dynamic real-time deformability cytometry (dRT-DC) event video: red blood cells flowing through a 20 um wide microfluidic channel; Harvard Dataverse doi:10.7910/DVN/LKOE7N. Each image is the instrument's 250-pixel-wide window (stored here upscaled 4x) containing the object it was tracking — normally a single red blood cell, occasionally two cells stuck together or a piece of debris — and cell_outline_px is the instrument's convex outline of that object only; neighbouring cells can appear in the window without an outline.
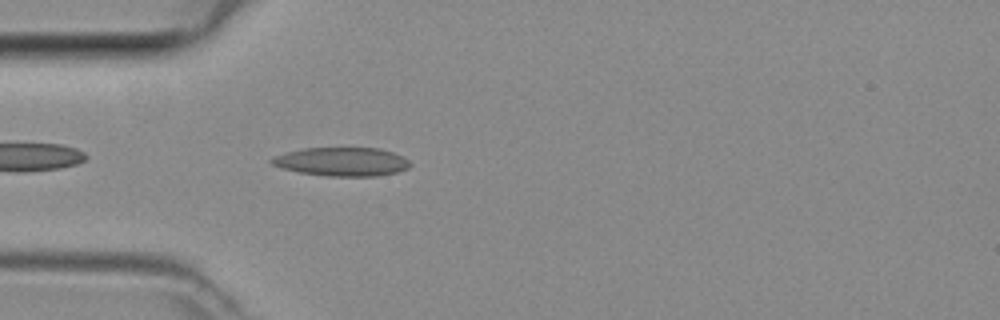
{"species": "common noctule bat (a hibernating species)", "species_latin": "Nyctalus noctula", "temperature_condition": "room temperature", "stored_images_in_passage": 3, "camera_frame_rate_fps": 3000, "um_per_image_px": 0.085, "animal": {"sex": "female", "body_mass_g": 29.2, "forearm_length_mm": 56.3}, "frame": {"image": 1, "passage_image": 3, "time_ms": 0.667, "image_size_px": [1000, 320], "cell_outline_px": [[412, 164], [408, 168], [396, 172], [376, 176], [328, 176], [300, 172], [280, 168], [272, 164], [268, 160], [272, 156], [304, 148], [376, 148], [392, 152], [404, 156]], "centroid_in_image_um": [29.05, 13.74], "position_along_channel_um": 56.0, "area_um2": 23.12}}